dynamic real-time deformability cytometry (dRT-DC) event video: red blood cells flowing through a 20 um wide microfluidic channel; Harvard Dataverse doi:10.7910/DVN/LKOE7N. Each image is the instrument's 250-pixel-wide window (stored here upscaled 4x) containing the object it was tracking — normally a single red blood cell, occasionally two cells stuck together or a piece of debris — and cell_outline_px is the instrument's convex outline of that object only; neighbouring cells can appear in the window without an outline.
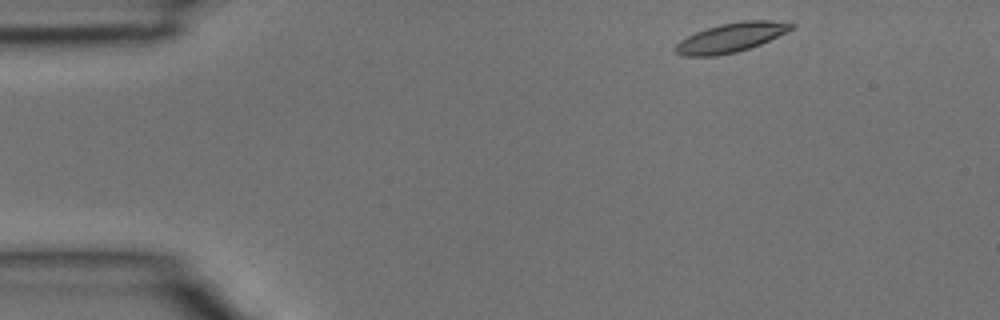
{"species": "common noctule bat (a hibernating species)", "species_latin": "Nyctalus noctula", "temperature_condition": "room temperature", "stored_images_in_passage": 2, "camera_frame_rate_fps": 3000, "um_per_image_px": 0.085, "animal": {"sex": "male", "body_mass_g": 15.6}, "frame": {"image": 1, "passage_image": 1, "time_ms": 0.0, "image_size_px": [1000, 320], "cell_outline_px": [[796, 24], [792, 28], [760, 44], [736, 52], [716, 56], [684, 56], [676, 52], [676, 44], [680, 40], [696, 32], [720, 24], [744, 20], [772, 20]], "centroid_in_image_um": [62.11, 3.19], "position_along_channel_um": 22.9, "area_um2": 19.36}}